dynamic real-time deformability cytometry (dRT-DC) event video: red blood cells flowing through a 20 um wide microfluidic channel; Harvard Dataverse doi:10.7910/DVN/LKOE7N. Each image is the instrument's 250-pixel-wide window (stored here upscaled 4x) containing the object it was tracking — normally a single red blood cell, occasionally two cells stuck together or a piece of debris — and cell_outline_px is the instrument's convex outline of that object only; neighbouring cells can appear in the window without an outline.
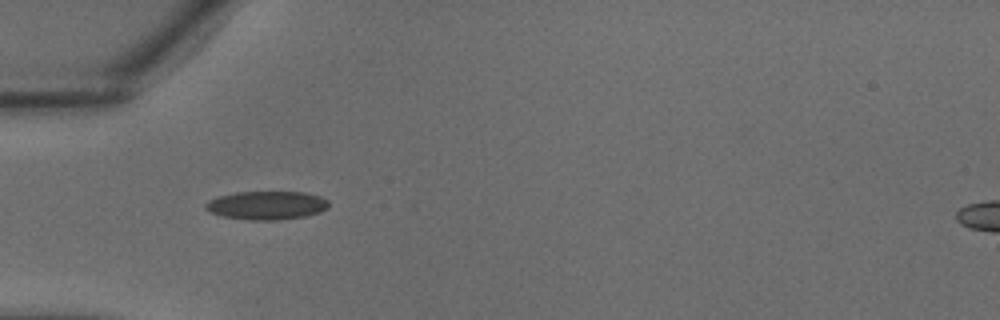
{"species": "common noctule bat (a hibernating species)", "species_latin": "Nyctalus noctula", "temperature_condition": "warm", "stored_images_in_passage": 8, "camera_frame_rate_fps": 3000, "um_per_image_px": 0.085, "animal": {"sex": "male", "body_mass_g": 18.8}, "frame": {"image": 1, "passage_image": 1, "time_ms": 0.0, "image_size_px": [1000, 320], "cell_outline_px": [[328, 208], [320, 212], [304, 216], [280, 220], [248, 220], [224, 216], [208, 212], [204, 208], [204, 204], [208, 200], [220, 196], [236, 192], [304, 192], [320, 196], [328, 200]], "centroid_in_image_um": [22.65, 17.45], "position_along_channel_um": 62.3, "area_um2": 20.52}}
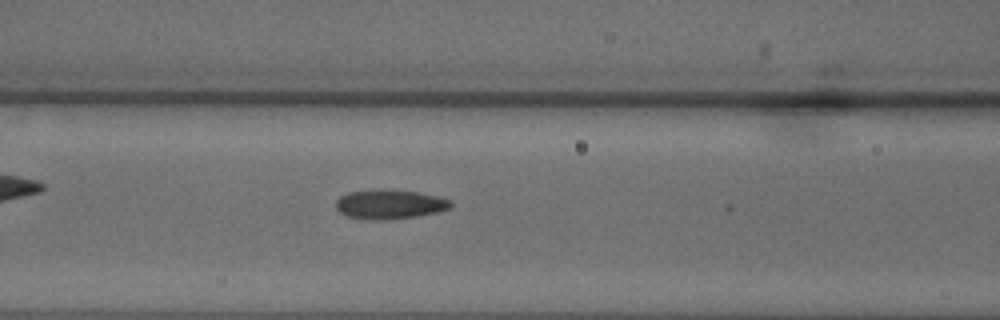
{"frame": {"image": 2, "passage_image": 5, "time_ms": 1.333, "image_size_px": [1000, 320], "cell_outline_px": [[452, 204], [448, 208], [436, 212], [416, 216], [388, 220], [368, 220], [344, 216], [336, 208], [336, 200], [340, 196], [348, 192], [372, 188], [380, 188], [416, 192], [436, 196], [448, 200]], "centroid_in_image_um": [33.02, 17.36], "position_along_channel_um": 133.6, "area_um2": 19.83}}
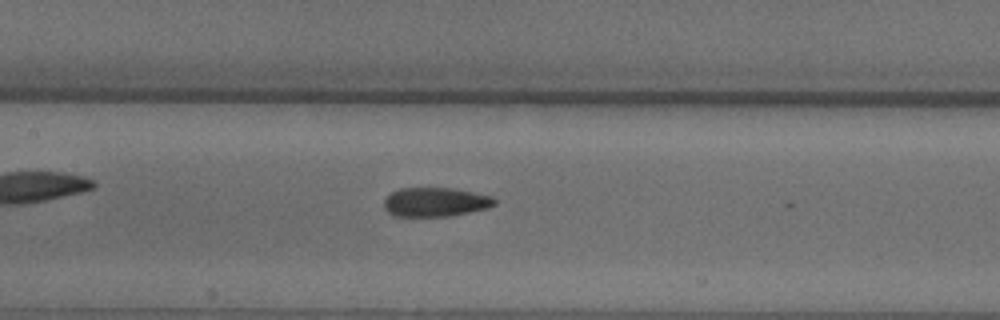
{"frame": {"image": 3, "passage_image": 7, "time_ms": 2.0, "image_size_px": [1000, 320], "cell_outline_px": [[496, 204], [488, 208], [448, 216], [392, 216], [384, 208], [384, 200], [392, 192], [400, 188], [452, 188], [492, 196], [496, 200]], "centroid_in_image_um": [37.0, 17.17], "position_along_channel_um": 170.4, "area_um2": 18.67}}